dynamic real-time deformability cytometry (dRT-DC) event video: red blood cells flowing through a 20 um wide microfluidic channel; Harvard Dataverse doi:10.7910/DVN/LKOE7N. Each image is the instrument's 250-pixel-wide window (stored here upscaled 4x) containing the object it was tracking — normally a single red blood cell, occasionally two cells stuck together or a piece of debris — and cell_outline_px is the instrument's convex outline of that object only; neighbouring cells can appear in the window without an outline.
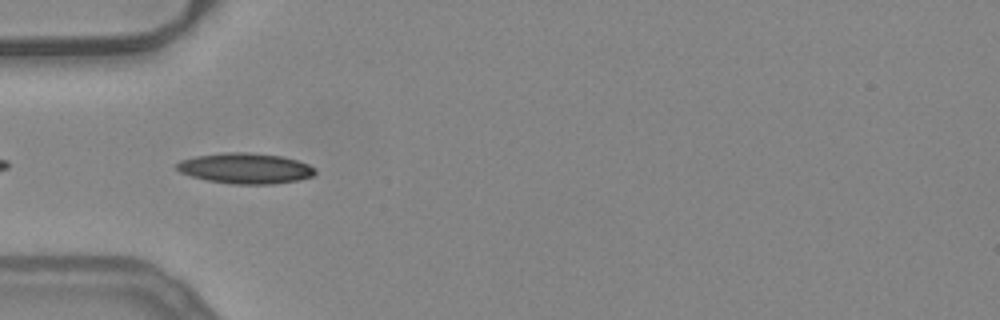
{"species": "common noctule bat (a hibernating species)", "species_latin": "Nyctalus noctula", "temperature_condition": "warm", "stored_images_in_passage": 9, "camera_frame_rate_fps": 3000, "um_per_image_px": 0.085, "animal": {"sex": "female", "body_mass_g": 24.6, "forearm_length_mm": 56.2}, "frame": {"image": 1, "passage_image": 2, "time_ms": 0.333, "image_size_px": [1000, 320], "cell_outline_px": [[316, 172], [312, 176], [296, 180], [276, 184], [232, 184], [208, 180], [192, 176], [180, 172], [176, 168], [176, 164], [180, 160], [196, 156], [224, 152], [252, 152], [284, 156], [308, 164]], "centroid_in_image_um": [20.84, 14.3], "position_along_channel_um": 64.2, "area_um2": 24.62}}